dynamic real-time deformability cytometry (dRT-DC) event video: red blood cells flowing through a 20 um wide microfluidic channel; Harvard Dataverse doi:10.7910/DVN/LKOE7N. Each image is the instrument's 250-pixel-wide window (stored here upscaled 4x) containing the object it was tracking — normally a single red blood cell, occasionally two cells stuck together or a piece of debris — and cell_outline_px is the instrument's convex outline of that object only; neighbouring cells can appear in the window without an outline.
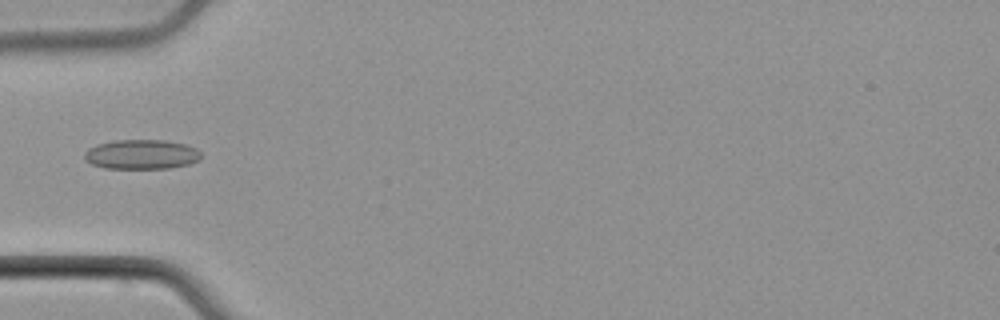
{"species": "common noctule bat (a hibernating species)", "species_latin": "Nyctalus noctula", "temperature_condition": "cold", "stored_images_in_passage": 9, "camera_frame_rate_fps": 3000, "um_per_image_px": 0.085, "animal": {"sex": "male", "body_mass_g": 21.5, "forearm_length_mm": 52.0}, "frame": {"image": 1, "passage_image": 1, "time_ms": 0.0, "image_size_px": [1000, 320], "cell_outline_px": [[200, 160], [188, 164], [172, 168], [104, 168], [92, 164], [84, 160], [84, 152], [88, 148], [96, 144], [112, 140], [164, 140], [184, 144], [196, 148], [200, 152]], "centroid_in_image_um": [11.99, 13.12], "position_along_channel_um": 73.0, "area_um2": 20.23}}
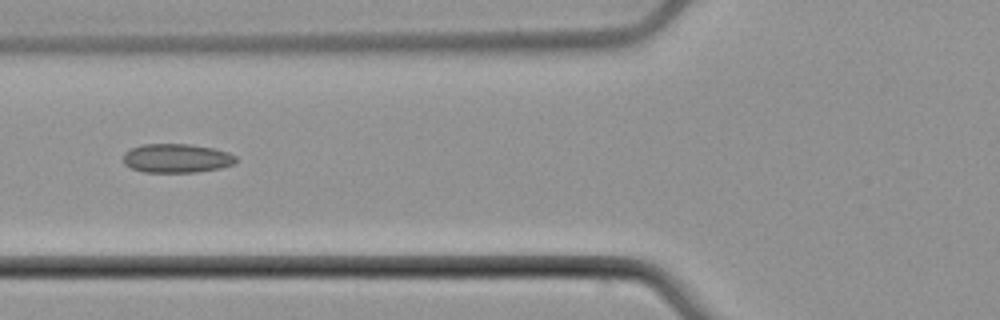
{"frame": {"image": 2, "passage_image": 4, "time_ms": 1.0, "image_size_px": [1000, 320], "cell_outline_px": [[236, 164], [220, 168], [196, 172], [144, 172], [132, 168], [124, 164], [124, 152], [132, 148], [144, 144], [188, 144], [212, 148], [228, 152], [236, 156]], "centroid_in_image_um": [15.03, 13.45], "position_along_channel_um": 110.8, "area_um2": 18.96}}
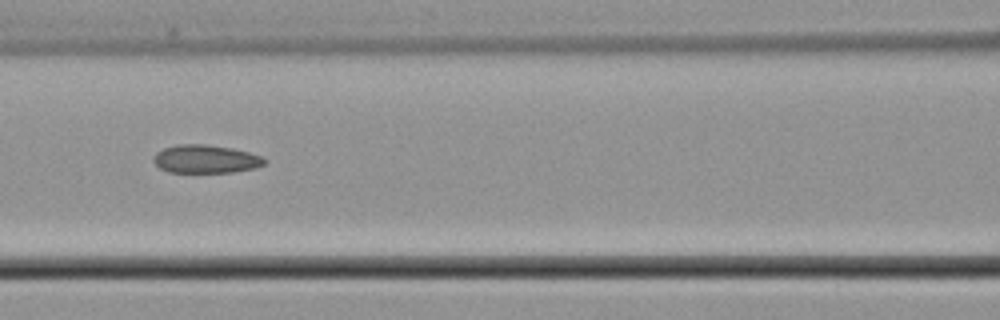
{"frame": {"image": 3, "passage_image": 7, "time_ms": 2.0, "image_size_px": [1000, 320], "cell_outline_px": [[268, 160], [264, 164], [256, 168], [232, 172], [168, 172], [160, 168], [152, 160], [156, 152], [164, 148], [176, 144], [208, 144], [232, 148], [248, 152], [260, 156]], "centroid_in_image_um": [17.48, 13.51], "position_along_channel_um": 149.1, "area_um2": 18.32}}